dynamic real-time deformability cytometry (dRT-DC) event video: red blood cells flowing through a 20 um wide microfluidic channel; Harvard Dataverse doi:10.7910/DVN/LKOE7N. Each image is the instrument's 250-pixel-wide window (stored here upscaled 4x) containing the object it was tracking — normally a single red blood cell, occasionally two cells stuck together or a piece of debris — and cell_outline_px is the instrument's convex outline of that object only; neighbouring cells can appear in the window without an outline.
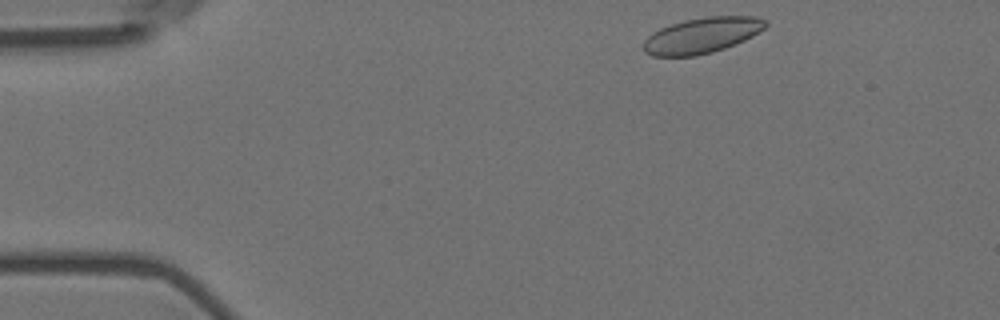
{"species": "Egyptian fruit bat (a non-hibernating species)", "species_latin": "Rousettus aegyptiacus", "temperature_condition": "room temperature", "stored_images_in_passage": 6, "camera_frame_rate_fps": 3000, "um_per_image_px": 0.085, "animal": {"sex": "female"}, "frame": {"image": 1, "passage_image": 1, "time_ms": 0.0, "image_size_px": [1000, 320], "cell_outline_px": [[768, 24], [764, 28], [752, 36], [736, 44], [712, 52], [696, 56], [652, 56], [644, 52], [644, 40], [652, 32], [660, 28], [684, 20], [708, 16], [756, 16], [768, 20]], "centroid_in_image_um": [59.67, 3.0], "position_along_channel_um": 25.3, "area_um2": 25.43}}
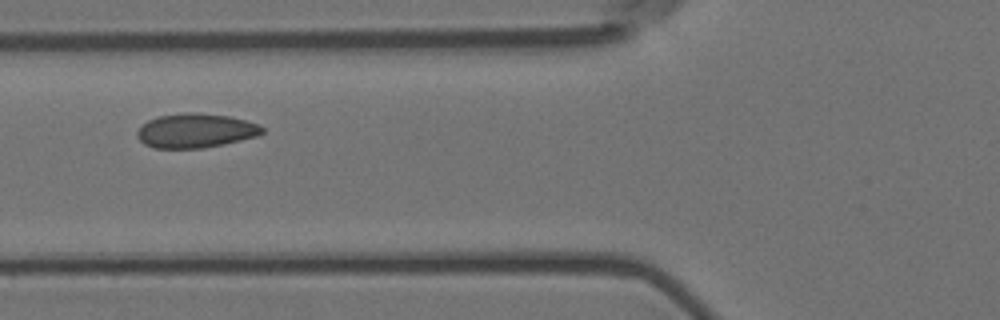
{"frame": {"image": 2, "passage_image": 4, "time_ms": 1.0, "image_size_px": [1000, 320], "cell_outline_px": [[264, 132], [256, 136], [224, 144], [200, 148], [152, 148], [144, 144], [136, 136], [136, 132], [140, 124], [156, 116], [184, 112], [192, 112], [228, 116], [260, 124], [264, 128]], "centroid_in_image_um": [16.57, 11.1], "position_along_channel_um": 109.2, "area_um2": 25.14}}
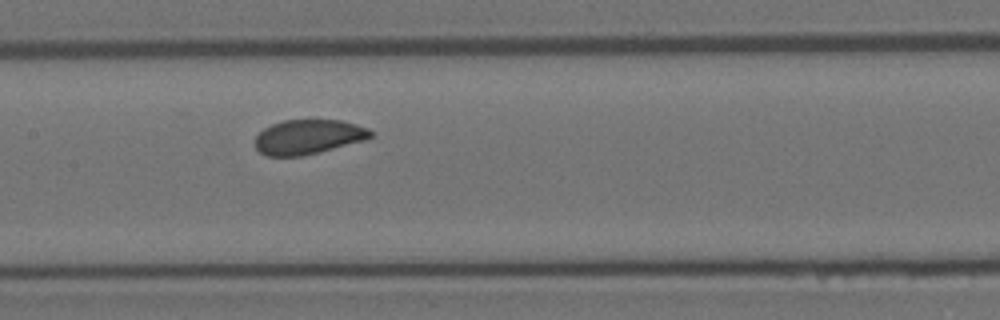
{"frame": {"image": 3, "passage_image": 6, "time_ms": 1.667, "image_size_px": [1000, 320], "cell_outline_px": [[376, 136], [364, 140], [320, 152], [304, 156], [268, 156], [260, 152], [256, 148], [256, 136], [264, 128], [272, 124], [284, 120], [340, 120], [356, 124], [368, 128]], "centroid_in_image_um": [26.23, 11.64], "position_along_channel_um": 181.2, "area_um2": 23.29}}